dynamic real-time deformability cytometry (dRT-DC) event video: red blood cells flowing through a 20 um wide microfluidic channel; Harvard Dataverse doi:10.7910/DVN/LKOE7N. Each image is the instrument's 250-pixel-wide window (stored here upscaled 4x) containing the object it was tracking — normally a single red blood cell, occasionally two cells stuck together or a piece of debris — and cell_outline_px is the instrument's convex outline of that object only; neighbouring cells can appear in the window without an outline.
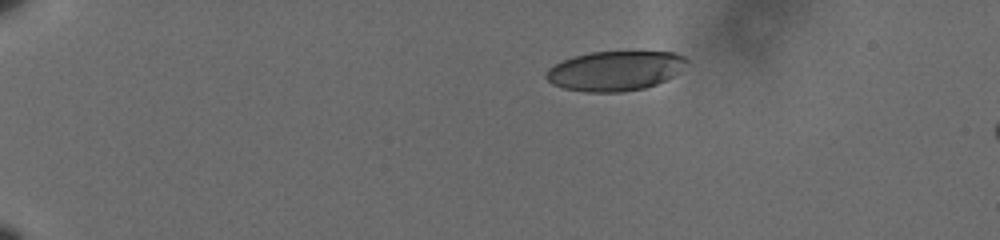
{"species": "human", "species_latin": "Homo sapiens", "temperature_condition": "cold", "stored_images_in_passage": 48, "camera_frame_rate_fps": 3000, "um_per_image_px": 0.085, "donor": {"sex": "male"}, "frame": {"image": 1, "passage_image": 1, "time_ms": 0.0, "image_size_px": [1000, 240], "cell_outline_px": [[688, 60], [672, 76], [656, 84], [644, 88], [620, 92], [588, 92], [564, 88], [552, 84], [544, 76], [548, 68], [572, 56], [592, 52], [672, 52], [684, 56]], "centroid_in_image_um": [52.23, 6.02], "position_along_channel_um": 32.8, "area_um2": 32.08}}
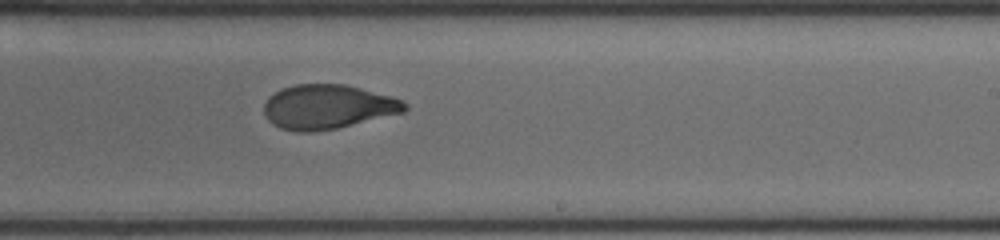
{"frame": {"image": 2, "passage_image": 28, "time_ms": 9.0, "image_size_px": [1000, 240], "cell_outline_px": [[408, 108], [404, 112], [336, 128], [312, 132], [300, 132], [280, 128], [272, 124], [268, 120], [264, 112], [264, 104], [268, 96], [280, 88], [296, 84], [344, 84], [392, 96], [404, 100], [408, 104]], "centroid_in_image_um": [27.84, 9.07], "position_along_channel_um": 261.2, "area_um2": 36.47}}
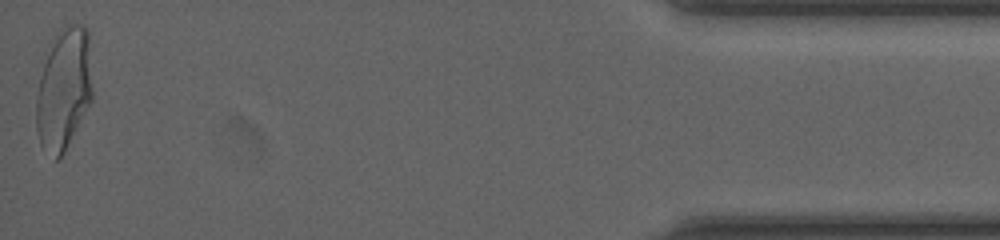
{"frame": {"image": 3, "passage_image": 48, "time_ms": 15.667, "image_size_px": [1000, 240], "cell_outline_px": [[92, 100], [64, 152], [56, 160], [40, 144], [36, 128], [36, 96], [48, 44], [56, 32], [64, 24], [84, 24], [88, 28], [92, 88]], "centroid_in_image_um": [5.42, 7.49], "position_along_channel_um": 429.8, "area_um2": 40.23}, "authors_computed_cell_mechanics": {"area_um2": 36.8475, "velocity_mm_per_s": 3.5984, "shape_relaxation_time_tau1_ms": 5.0926, "shape_relaxation_time_tau2_ms": 1.7656, "deformation_change_tau1": 0.1912, "deformation_change_tau2": 0.0618}}